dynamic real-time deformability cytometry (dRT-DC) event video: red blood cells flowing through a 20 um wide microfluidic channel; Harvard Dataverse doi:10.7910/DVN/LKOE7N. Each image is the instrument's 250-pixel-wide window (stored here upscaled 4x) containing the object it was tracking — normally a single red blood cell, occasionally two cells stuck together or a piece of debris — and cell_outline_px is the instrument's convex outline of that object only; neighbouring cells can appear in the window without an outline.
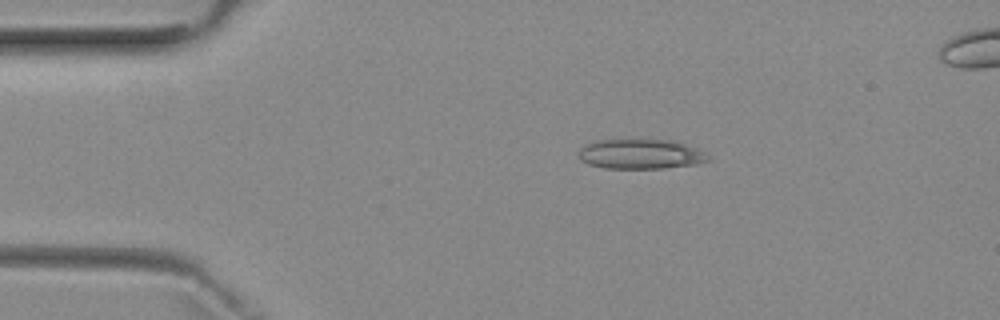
{"species": "common noctule bat (a hibernating species)", "species_latin": "Nyctalus noctula", "temperature_condition": "room temperature", "stored_images_in_passage": 3, "camera_frame_rate_fps": 3000, "um_per_image_px": 0.085, "animal": {"sex": "female", "body_mass_g": 29.2, "forearm_length_mm": 56.3}, "frame": {"image": 1, "passage_image": 1, "time_ms": 0.0, "image_size_px": [1000, 320], "cell_outline_px": [[712, 160], [696, 164], [664, 168], [604, 168], [588, 164], [580, 160], [580, 148], [584, 144], [596, 140], [672, 140], [684, 144], [700, 152]], "centroid_in_image_um": [54.38, 13.1], "position_along_channel_um": 30.6, "area_um2": 22.14}}